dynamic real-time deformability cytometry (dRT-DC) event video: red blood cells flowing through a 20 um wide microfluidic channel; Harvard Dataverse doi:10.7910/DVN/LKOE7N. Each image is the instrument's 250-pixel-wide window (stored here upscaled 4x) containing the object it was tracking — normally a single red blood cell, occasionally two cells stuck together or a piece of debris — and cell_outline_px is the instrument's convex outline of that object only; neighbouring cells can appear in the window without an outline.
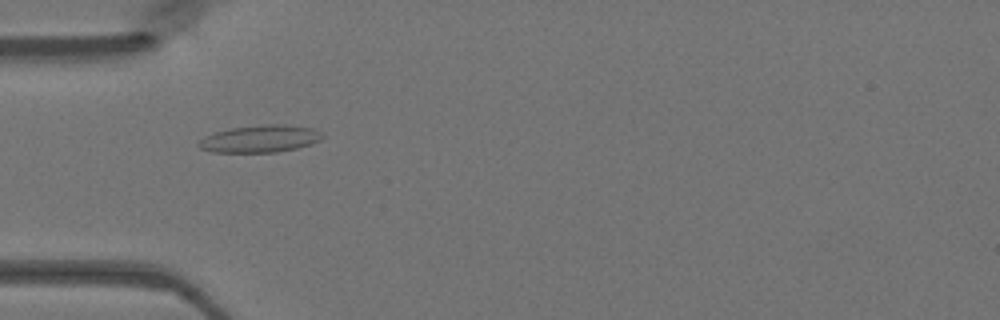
{"species": "Egyptian fruit bat (a non-hibernating species)", "species_latin": "Rousettus aegyptiacus", "temperature_condition": "warm", "stored_images_in_passage": 42, "camera_frame_rate_fps": 3000, "um_per_image_px": 0.085, "animal": {"sex": "female"}, "frame": {"image": 1, "passage_image": 9, "time_ms": 2.667, "image_size_px": [1000, 320], "cell_outline_px": [[324, 136], [320, 140], [312, 144], [296, 148], [276, 152], [212, 152], [200, 148], [196, 144], [204, 136], [216, 132], [232, 128], [264, 124], [288, 124], [312, 128], [324, 132]], "centroid_in_image_um": [22.15, 11.79], "position_along_channel_um": 62.9, "area_um2": 19.77}}
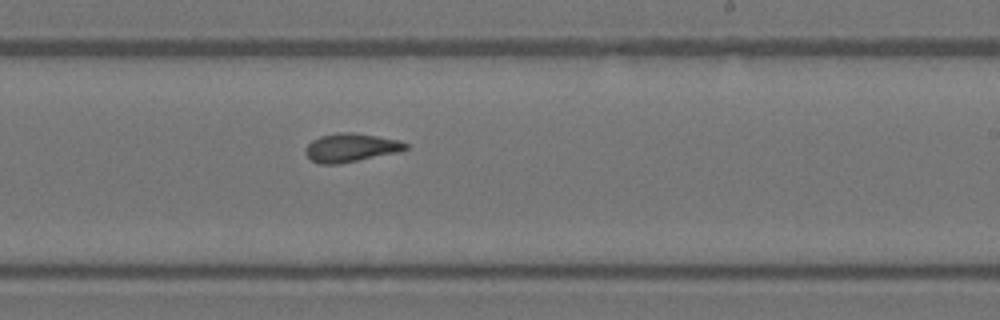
{"frame": {"image": 2, "passage_image": 23, "time_ms": 7.333, "image_size_px": [1000, 320], "cell_outline_px": [[408, 148], [400, 152], [340, 164], [320, 164], [312, 160], [304, 152], [308, 144], [312, 140], [320, 136], [336, 132], [352, 132], [400, 140], [408, 144]], "centroid_in_image_um": [29.84, 12.55], "position_along_channel_um": 259.2, "area_um2": 16.76}}
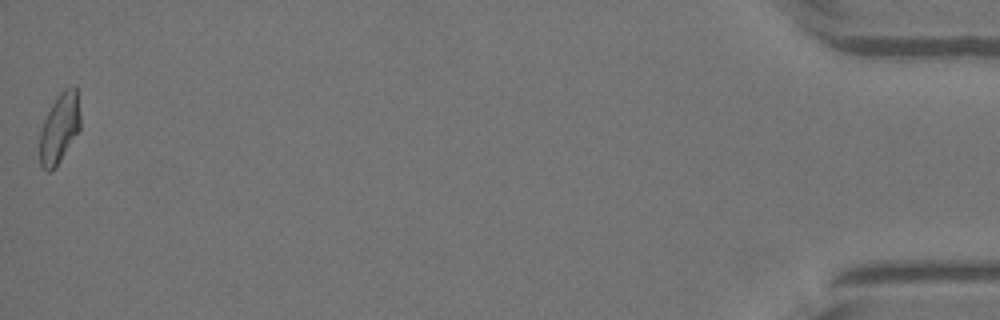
{"frame": {"image": 3, "passage_image": 42, "time_ms": 13.667, "image_size_px": [1000, 320], "cell_outline_px": [[80, 132], [56, 168], [48, 172], [40, 164], [40, 128], [56, 96], [64, 88], [76, 88], [80, 116]], "centroid_in_image_um": [5.06, 10.94], "position_along_channel_um": 430.1, "area_um2": 16.7}}